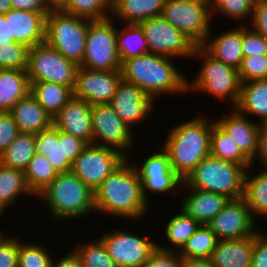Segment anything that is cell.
I'll return each mask as SVG.
<instances>
[{
    "label": "cell",
    "mask_w": 267,
    "mask_h": 267,
    "mask_svg": "<svg viewBox=\"0 0 267 267\" xmlns=\"http://www.w3.org/2000/svg\"><path fill=\"white\" fill-rule=\"evenodd\" d=\"M141 180L127 158L94 192L95 212L124 219H142L148 210ZM126 217V218H125Z\"/></svg>",
    "instance_id": "cell-1"
},
{
    "label": "cell",
    "mask_w": 267,
    "mask_h": 267,
    "mask_svg": "<svg viewBox=\"0 0 267 267\" xmlns=\"http://www.w3.org/2000/svg\"><path fill=\"white\" fill-rule=\"evenodd\" d=\"M171 59L153 53L127 59L121 65L122 79L135 84L154 101L159 95L185 93L188 79Z\"/></svg>",
    "instance_id": "cell-2"
},
{
    "label": "cell",
    "mask_w": 267,
    "mask_h": 267,
    "mask_svg": "<svg viewBox=\"0 0 267 267\" xmlns=\"http://www.w3.org/2000/svg\"><path fill=\"white\" fill-rule=\"evenodd\" d=\"M212 122L206 117L187 120L169 130L162 148L168 153L171 167L185 180L210 155Z\"/></svg>",
    "instance_id": "cell-3"
},
{
    "label": "cell",
    "mask_w": 267,
    "mask_h": 267,
    "mask_svg": "<svg viewBox=\"0 0 267 267\" xmlns=\"http://www.w3.org/2000/svg\"><path fill=\"white\" fill-rule=\"evenodd\" d=\"M37 197H42L55 220L82 218L95 212L94 192L74 173H58Z\"/></svg>",
    "instance_id": "cell-4"
},
{
    "label": "cell",
    "mask_w": 267,
    "mask_h": 267,
    "mask_svg": "<svg viewBox=\"0 0 267 267\" xmlns=\"http://www.w3.org/2000/svg\"><path fill=\"white\" fill-rule=\"evenodd\" d=\"M250 167L208 155L184 182L192 189L219 193L230 200L243 198L244 178Z\"/></svg>",
    "instance_id": "cell-5"
},
{
    "label": "cell",
    "mask_w": 267,
    "mask_h": 267,
    "mask_svg": "<svg viewBox=\"0 0 267 267\" xmlns=\"http://www.w3.org/2000/svg\"><path fill=\"white\" fill-rule=\"evenodd\" d=\"M90 19L51 10L46 16L45 42L78 66L82 64Z\"/></svg>",
    "instance_id": "cell-6"
},
{
    "label": "cell",
    "mask_w": 267,
    "mask_h": 267,
    "mask_svg": "<svg viewBox=\"0 0 267 267\" xmlns=\"http://www.w3.org/2000/svg\"><path fill=\"white\" fill-rule=\"evenodd\" d=\"M193 56L203 58L197 77L188 80V90L206 92L221 101L230 100L232 107L240 97L241 81L237 69L211 56L202 46H196Z\"/></svg>",
    "instance_id": "cell-7"
},
{
    "label": "cell",
    "mask_w": 267,
    "mask_h": 267,
    "mask_svg": "<svg viewBox=\"0 0 267 267\" xmlns=\"http://www.w3.org/2000/svg\"><path fill=\"white\" fill-rule=\"evenodd\" d=\"M112 17L91 20L88 26L85 52L79 67L92 70H121V60L117 51V27Z\"/></svg>",
    "instance_id": "cell-8"
},
{
    "label": "cell",
    "mask_w": 267,
    "mask_h": 267,
    "mask_svg": "<svg viewBox=\"0 0 267 267\" xmlns=\"http://www.w3.org/2000/svg\"><path fill=\"white\" fill-rule=\"evenodd\" d=\"M161 16L196 46L212 35L210 0L166 1Z\"/></svg>",
    "instance_id": "cell-9"
},
{
    "label": "cell",
    "mask_w": 267,
    "mask_h": 267,
    "mask_svg": "<svg viewBox=\"0 0 267 267\" xmlns=\"http://www.w3.org/2000/svg\"><path fill=\"white\" fill-rule=\"evenodd\" d=\"M79 66L66 59L46 42L31 47L28 51L27 68L29 83L53 82L63 84L72 90Z\"/></svg>",
    "instance_id": "cell-10"
},
{
    "label": "cell",
    "mask_w": 267,
    "mask_h": 267,
    "mask_svg": "<svg viewBox=\"0 0 267 267\" xmlns=\"http://www.w3.org/2000/svg\"><path fill=\"white\" fill-rule=\"evenodd\" d=\"M126 159L117 150L88 144L72 162L71 172L95 192Z\"/></svg>",
    "instance_id": "cell-11"
},
{
    "label": "cell",
    "mask_w": 267,
    "mask_h": 267,
    "mask_svg": "<svg viewBox=\"0 0 267 267\" xmlns=\"http://www.w3.org/2000/svg\"><path fill=\"white\" fill-rule=\"evenodd\" d=\"M92 144L111 148L128 157L133 129L117 115L110 104L92 105Z\"/></svg>",
    "instance_id": "cell-12"
},
{
    "label": "cell",
    "mask_w": 267,
    "mask_h": 267,
    "mask_svg": "<svg viewBox=\"0 0 267 267\" xmlns=\"http://www.w3.org/2000/svg\"><path fill=\"white\" fill-rule=\"evenodd\" d=\"M36 153L45 156L57 173L70 172L72 162L88 145L85 141L57 129L53 124L35 135Z\"/></svg>",
    "instance_id": "cell-13"
},
{
    "label": "cell",
    "mask_w": 267,
    "mask_h": 267,
    "mask_svg": "<svg viewBox=\"0 0 267 267\" xmlns=\"http://www.w3.org/2000/svg\"><path fill=\"white\" fill-rule=\"evenodd\" d=\"M144 32L149 53L173 58L193 56L196 45L162 16L139 24Z\"/></svg>",
    "instance_id": "cell-14"
},
{
    "label": "cell",
    "mask_w": 267,
    "mask_h": 267,
    "mask_svg": "<svg viewBox=\"0 0 267 267\" xmlns=\"http://www.w3.org/2000/svg\"><path fill=\"white\" fill-rule=\"evenodd\" d=\"M126 230H110L99 238L118 267H144L157 243Z\"/></svg>",
    "instance_id": "cell-15"
},
{
    "label": "cell",
    "mask_w": 267,
    "mask_h": 267,
    "mask_svg": "<svg viewBox=\"0 0 267 267\" xmlns=\"http://www.w3.org/2000/svg\"><path fill=\"white\" fill-rule=\"evenodd\" d=\"M132 163L141 180L142 193L146 202L148 201L147 190L165 194V192L177 191L183 184L184 180L171 167L169 155L164 149L149 155L140 166L134 161Z\"/></svg>",
    "instance_id": "cell-16"
},
{
    "label": "cell",
    "mask_w": 267,
    "mask_h": 267,
    "mask_svg": "<svg viewBox=\"0 0 267 267\" xmlns=\"http://www.w3.org/2000/svg\"><path fill=\"white\" fill-rule=\"evenodd\" d=\"M255 222L246 201L239 198L229 200L207 226L218 240H233L254 236Z\"/></svg>",
    "instance_id": "cell-17"
},
{
    "label": "cell",
    "mask_w": 267,
    "mask_h": 267,
    "mask_svg": "<svg viewBox=\"0 0 267 267\" xmlns=\"http://www.w3.org/2000/svg\"><path fill=\"white\" fill-rule=\"evenodd\" d=\"M121 80V70L102 71L79 67L73 96L91 106L110 104Z\"/></svg>",
    "instance_id": "cell-18"
},
{
    "label": "cell",
    "mask_w": 267,
    "mask_h": 267,
    "mask_svg": "<svg viewBox=\"0 0 267 267\" xmlns=\"http://www.w3.org/2000/svg\"><path fill=\"white\" fill-rule=\"evenodd\" d=\"M154 100L135 84L120 81L110 105L117 115L131 128L143 122L152 111Z\"/></svg>",
    "instance_id": "cell-19"
},
{
    "label": "cell",
    "mask_w": 267,
    "mask_h": 267,
    "mask_svg": "<svg viewBox=\"0 0 267 267\" xmlns=\"http://www.w3.org/2000/svg\"><path fill=\"white\" fill-rule=\"evenodd\" d=\"M92 106L74 96L53 118V125L68 134L92 144Z\"/></svg>",
    "instance_id": "cell-20"
},
{
    "label": "cell",
    "mask_w": 267,
    "mask_h": 267,
    "mask_svg": "<svg viewBox=\"0 0 267 267\" xmlns=\"http://www.w3.org/2000/svg\"><path fill=\"white\" fill-rule=\"evenodd\" d=\"M231 109L228 116L219 121L214 120L230 138L233 139L241 152L251 161V167L257 151L260 124L248 119L236 109Z\"/></svg>",
    "instance_id": "cell-21"
},
{
    "label": "cell",
    "mask_w": 267,
    "mask_h": 267,
    "mask_svg": "<svg viewBox=\"0 0 267 267\" xmlns=\"http://www.w3.org/2000/svg\"><path fill=\"white\" fill-rule=\"evenodd\" d=\"M9 19L10 38L28 47L45 42L46 17L37 12L11 9L4 14Z\"/></svg>",
    "instance_id": "cell-22"
},
{
    "label": "cell",
    "mask_w": 267,
    "mask_h": 267,
    "mask_svg": "<svg viewBox=\"0 0 267 267\" xmlns=\"http://www.w3.org/2000/svg\"><path fill=\"white\" fill-rule=\"evenodd\" d=\"M182 186L190 192L184 196L181 208L200 225H207L230 200L219 193L192 189L184 181Z\"/></svg>",
    "instance_id": "cell-23"
},
{
    "label": "cell",
    "mask_w": 267,
    "mask_h": 267,
    "mask_svg": "<svg viewBox=\"0 0 267 267\" xmlns=\"http://www.w3.org/2000/svg\"><path fill=\"white\" fill-rule=\"evenodd\" d=\"M20 133L38 134L53 124V119L29 92L9 111Z\"/></svg>",
    "instance_id": "cell-24"
},
{
    "label": "cell",
    "mask_w": 267,
    "mask_h": 267,
    "mask_svg": "<svg viewBox=\"0 0 267 267\" xmlns=\"http://www.w3.org/2000/svg\"><path fill=\"white\" fill-rule=\"evenodd\" d=\"M253 249L254 236L219 240L209 259L213 267H251Z\"/></svg>",
    "instance_id": "cell-25"
},
{
    "label": "cell",
    "mask_w": 267,
    "mask_h": 267,
    "mask_svg": "<svg viewBox=\"0 0 267 267\" xmlns=\"http://www.w3.org/2000/svg\"><path fill=\"white\" fill-rule=\"evenodd\" d=\"M212 40L208 35L202 47L215 59L238 69L244 57L242 52V26L225 31ZM210 39V40H209Z\"/></svg>",
    "instance_id": "cell-26"
},
{
    "label": "cell",
    "mask_w": 267,
    "mask_h": 267,
    "mask_svg": "<svg viewBox=\"0 0 267 267\" xmlns=\"http://www.w3.org/2000/svg\"><path fill=\"white\" fill-rule=\"evenodd\" d=\"M166 0H112L111 17L126 24H140L152 17L161 16Z\"/></svg>",
    "instance_id": "cell-27"
},
{
    "label": "cell",
    "mask_w": 267,
    "mask_h": 267,
    "mask_svg": "<svg viewBox=\"0 0 267 267\" xmlns=\"http://www.w3.org/2000/svg\"><path fill=\"white\" fill-rule=\"evenodd\" d=\"M234 108L242 115L259 117V124L267 122V79L242 83L240 97Z\"/></svg>",
    "instance_id": "cell-28"
},
{
    "label": "cell",
    "mask_w": 267,
    "mask_h": 267,
    "mask_svg": "<svg viewBox=\"0 0 267 267\" xmlns=\"http://www.w3.org/2000/svg\"><path fill=\"white\" fill-rule=\"evenodd\" d=\"M29 92L26 70L0 69V112H9Z\"/></svg>",
    "instance_id": "cell-29"
},
{
    "label": "cell",
    "mask_w": 267,
    "mask_h": 267,
    "mask_svg": "<svg viewBox=\"0 0 267 267\" xmlns=\"http://www.w3.org/2000/svg\"><path fill=\"white\" fill-rule=\"evenodd\" d=\"M30 92L52 119L73 97L70 87L48 81L31 83Z\"/></svg>",
    "instance_id": "cell-30"
},
{
    "label": "cell",
    "mask_w": 267,
    "mask_h": 267,
    "mask_svg": "<svg viewBox=\"0 0 267 267\" xmlns=\"http://www.w3.org/2000/svg\"><path fill=\"white\" fill-rule=\"evenodd\" d=\"M35 196L29 189L24 171L3 166L0 163V215L13 205L22 194Z\"/></svg>",
    "instance_id": "cell-31"
},
{
    "label": "cell",
    "mask_w": 267,
    "mask_h": 267,
    "mask_svg": "<svg viewBox=\"0 0 267 267\" xmlns=\"http://www.w3.org/2000/svg\"><path fill=\"white\" fill-rule=\"evenodd\" d=\"M253 175L246 170L243 199L254 215L267 216V168Z\"/></svg>",
    "instance_id": "cell-32"
},
{
    "label": "cell",
    "mask_w": 267,
    "mask_h": 267,
    "mask_svg": "<svg viewBox=\"0 0 267 267\" xmlns=\"http://www.w3.org/2000/svg\"><path fill=\"white\" fill-rule=\"evenodd\" d=\"M35 154V134L20 133L0 155V163L6 167L25 171Z\"/></svg>",
    "instance_id": "cell-33"
},
{
    "label": "cell",
    "mask_w": 267,
    "mask_h": 267,
    "mask_svg": "<svg viewBox=\"0 0 267 267\" xmlns=\"http://www.w3.org/2000/svg\"><path fill=\"white\" fill-rule=\"evenodd\" d=\"M210 155L242 167L251 166V161L241 152L233 139L214 121L210 135Z\"/></svg>",
    "instance_id": "cell-34"
},
{
    "label": "cell",
    "mask_w": 267,
    "mask_h": 267,
    "mask_svg": "<svg viewBox=\"0 0 267 267\" xmlns=\"http://www.w3.org/2000/svg\"><path fill=\"white\" fill-rule=\"evenodd\" d=\"M117 29V51L123 63L125 60L149 53V47L139 24H124Z\"/></svg>",
    "instance_id": "cell-35"
},
{
    "label": "cell",
    "mask_w": 267,
    "mask_h": 267,
    "mask_svg": "<svg viewBox=\"0 0 267 267\" xmlns=\"http://www.w3.org/2000/svg\"><path fill=\"white\" fill-rule=\"evenodd\" d=\"M199 226L200 224L181 208V212L173 215L165 227L166 238L172 246L165 247L158 244L157 247L162 250L175 252L178 250L179 252L187 242V239L195 233Z\"/></svg>",
    "instance_id": "cell-36"
},
{
    "label": "cell",
    "mask_w": 267,
    "mask_h": 267,
    "mask_svg": "<svg viewBox=\"0 0 267 267\" xmlns=\"http://www.w3.org/2000/svg\"><path fill=\"white\" fill-rule=\"evenodd\" d=\"M24 175L29 189L35 196H38L57 177L58 173L45 156L36 153L29 161Z\"/></svg>",
    "instance_id": "cell-37"
},
{
    "label": "cell",
    "mask_w": 267,
    "mask_h": 267,
    "mask_svg": "<svg viewBox=\"0 0 267 267\" xmlns=\"http://www.w3.org/2000/svg\"><path fill=\"white\" fill-rule=\"evenodd\" d=\"M218 241L207 225H200L195 233L187 239L179 251V255L186 258L209 259Z\"/></svg>",
    "instance_id": "cell-38"
},
{
    "label": "cell",
    "mask_w": 267,
    "mask_h": 267,
    "mask_svg": "<svg viewBox=\"0 0 267 267\" xmlns=\"http://www.w3.org/2000/svg\"><path fill=\"white\" fill-rule=\"evenodd\" d=\"M62 11L90 20H102L111 16L112 0H68Z\"/></svg>",
    "instance_id": "cell-39"
},
{
    "label": "cell",
    "mask_w": 267,
    "mask_h": 267,
    "mask_svg": "<svg viewBox=\"0 0 267 267\" xmlns=\"http://www.w3.org/2000/svg\"><path fill=\"white\" fill-rule=\"evenodd\" d=\"M75 253L79 256L83 267H118L109 256L104 243L96 239L91 243L78 244Z\"/></svg>",
    "instance_id": "cell-40"
},
{
    "label": "cell",
    "mask_w": 267,
    "mask_h": 267,
    "mask_svg": "<svg viewBox=\"0 0 267 267\" xmlns=\"http://www.w3.org/2000/svg\"><path fill=\"white\" fill-rule=\"evenodd\" d=\"M21 242L19 239L18 267H52L54 259H52L48 249L39 243Z\"/></svg>",
    "instance_id": "cell-41"
},
{
    "label": "cell",
    "mask_w": 267,
    "mask_h": 267,
    "mask_svg": "<svg viewBox=\"0 0 267 267\" xmlns=\"http://www.w3.org/2000/svg\"><path fill=\"white\" fill-rule=\"evenodd\" d=\"M255 0H210L211 15L216 12L234 20L251 18Z\"/></svg>",
    "instance_id": "cell-42"
},
{
    "label": "cell",
    "mask_w": 267,
    "mask_h": 267,
    "mask_svg": "<svg viewBox=\"0 0 267 267\" xmlns=\"http://www.w3.org/2000/svg\"><path fill=\"white\" fill-rule=\"evenodd\" d=\"M29 48L17 42L0 43V69L26 70Z\"/></svg>",
    "instance_id": "cell-43"
},
{
    "label": "cell",
    "mask_w": 267,
    "mask_h": 267,
    "mask_svg": "<svg viewBox=\"0 0 267 267\" xmlns=\"http://www.w3.org/2000/svg\"><path fill=\"white\" fill-rule=\"evenodd\" d=\"M237 71L241 83L267 79V54L244 56Z\"/></svg>",
    "instance_id": "cell-44"
},
{
    "label": "cell",
    "mask_w": 267,
    "mask_h": 267,
    "mask_svg": "<svg viewBox=\"0 0 267 267\" xmlns=\"http://www.w3.org/2000/svg\"><path fill=\"white\" fill-rule=\"evenodd\" d=\"M242 25V52L244 56L267 54V40L253 29Z\"/></svg>",
    "instance_id": "cell-45"
},
{
    "label": "cell",
    "mask_w": 267,
    "mask_h": 267,
    "mask_svg": "<svg viewBox=\"0 0 267 267\" xmlns=\"http://www.w3.org/2000/svg\"><path fill=\"white\" fill-rule=\"evenodd\" d=\"M0 236V267H18L19 238Z\"/></svg>",
    "instance_id": "cell-46"
},
{
    "label": "cell",
    "mask_w": 267,
    "mask_h": 267,
    "mask_svg": "<svg viewBox=\"0 0 267 267\" xmlns=\"http://www.w3.org/2000/svg\"><path fill=\"white\" fill-rule=\"evenodd\" d=\"M20 134L17 124L9 112H0V155Z\"/></svg>",
    "instance_id": "cell-47"
},
{
    "label": "cell",
    "mask_w": 267,
    "mask_h": 267,
    "mask_svg": "<svg viewBox=\"0 0 267 267\" xmlns=\"http://www.w3.org/2000/svg\"><path fill=\"white\" fill-rule=\"evenodd\" d=\"M144 267H180L179 252L156 248L150 255Z\"/></svg>",
    "instance_id": "cell-48"
},
{
    "label": "cell",
    "mask_w": 267,
    "mask_h": 267,
    "mask_svg": "<svg viewBox=\"0 0 267 267\" xmlns=\"http://www.w3.org/2000/svg\"><path fill=\"white\" fill-rule=\"evenodd\" d=\"M250 27L267 40V0H255ZM252 25V26H251Z\"/></svg>",
    "instance_id": "cell-49"
},
{
    "label": "cell",
    "mask_w": 267,
    "mask_h": 267,
    "mask_svg": "<svg viewBox=\"0 0 267 267\" xmlns=\"http://www.w3.org/2000/svg\"><path fill=\"white\" fill-rule=\"evenodd\" d=\"M251 267H267V235L259 230L254 235Z\"/></svg>",
    "instance_id": "cell-50"
},
{
    "label": "cell",
    "mask_w": 267,
    "mask_h": 267,
    "mask_svg": "<svg viewBox=\"0 0 267 267\" xmlns=\"http://www.w3.org/2000/svg\"><path fill=\"white\" fill-rule=\"evenodd\" d=\"M12 9L26 10L43 14L45 17L50 13V9L43 0H10Z\"/></svg>",
    "instance_id": "cell-51"
},
{
    "label": "cell",
    "mask_w": 267,
    "mask_h": 267,
    "mask_svg": "<svg viewBox=\"0 0 267 267\" xmlns=\"http://www.w3.org/2000/svg\"><path fill=\"white\" fill-rule=\"evenodd\" d=\"M255 156L265 168H267V122L261 123L258 135L257 151Z\"/></svg>",
    "instance_id": "cell-52"
},
{
    "label": "cell",
    "mask_w": 267,
    "mask_h": 267,
    "mask_svg": "<svg viewBox=\"0 0 267 267\" xmlns=\"http://www.w3.org/2000/svg\"><path fill=\"white\" fill-rule=\"evenodd\" d=\"M52 267H83L79 256L72 250L71 253H67L64 257H61L58 261L54 260Z\"/></svg>",
    "instance_id": "cell-53"
},
{
    "label": "cell",
    "mask_w": 267,
    "mask_h": 267,
    "mask_svg": "<svg viewBox=\"0 0 267 267\" xmlns=\"http://www.w3.org/2000/svg\"><path fill=\"white\" fill-rule=\"evenodd\" d=\"M15 42L14 38H10L9 19L4 14H0V43Z\"/></svg>",
    "instance_id": "cell-54"
},
{
    "label": "cell",
    "mask_w": 267,
    "mask_h": 267,
    "mask_svg": "<svg viewBox=\"0 0 267 267\" xmlns=\"http://www.w3.org/2000/svg\"><path fill=\"white\" fill-rule=\"evenodd\" d=\"M180 267H213L210 259L186 258L180 256Z\"/></svg>",
    "instance_id": "cell-55"
},
{
    "label": "cell",
    "mask_w": 267,
    "mask_h": 267,
    "mask_svg": "<svg viewBox=\"0 0 267 267\" xmlns=\"http://www.w3.org/2000/svg\"><path fill=\"white\" fill-rule=\"evenodd\" d=\"M50 10H62L68 0H43Z\"/></svg>",
    "instance_id": "cell-56"
},
{
    "label": "cell",
    "mask_w": 267,
    "mask_h": 267,
    "mask_svg": "<svg viewBox=\"0 0 267 267\" xmlns=\"http://www.w3.org/2000/svg\"><path fill=\"white\" fill-rule=\"evenodd\" d=\"M12 9L10 0H0V14H6Z\"/></svg>",
    "instance_id": "cell-57"
},
{
    "label": "cell",
    "mask_w": 267,
    "mask_h": 267,
    "mask_svg": "<svg viewBox=\"0 0 267 267\" xmlns=\"http://www.w3.org/2000/svg\"><path fill=\"white\" fill-rule=\"evenodd\" d=\"M166 1H182V0H166Z\"/></svg>",
    "instance_id": "cell-58"
}]
</instances>
